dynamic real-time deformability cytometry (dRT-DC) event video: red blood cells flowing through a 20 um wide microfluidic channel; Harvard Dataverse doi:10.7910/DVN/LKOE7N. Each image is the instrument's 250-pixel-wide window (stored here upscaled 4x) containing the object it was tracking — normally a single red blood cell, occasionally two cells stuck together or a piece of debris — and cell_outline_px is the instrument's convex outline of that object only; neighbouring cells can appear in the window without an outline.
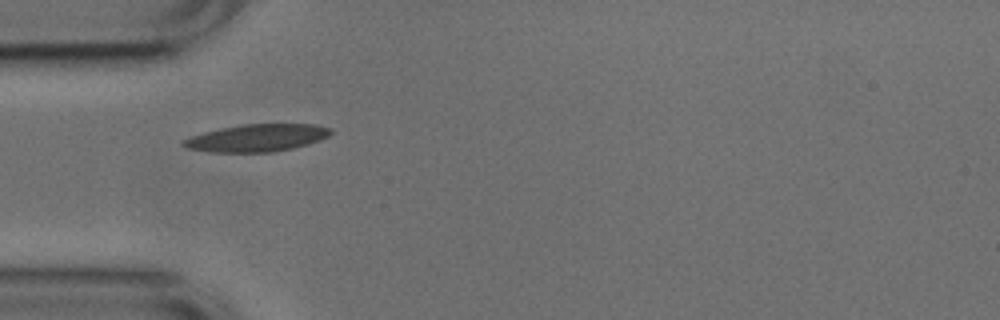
{"species": "common noctule bat (a hibernating species)", "species_latin": "Nyctalus noctula", "temperature_condition": "cold", "stored_images_in_passage": 20, "camera_frame_rate_fps": 3000, "um_per_image_px": 0.085, "animal": {"sex": "male", "body_mass_g": 17.9, "forearm_length_mm": 54.2}, "frame": {"image": 1, "passage_image": 1, "time_ms": 0.0, "image_size_px": [1000, 320], "cell_outline_px": [[332, 132], [328, 136], [320, 140], [308, 144], [292, 148], [272, 152], [208, 152], [188, 148], [180, 144], [180, 140], [204, 132], [220, 128], [244, 124], [316, 124], [332, 128]], "centroid_in_image_um": [21.83, 11.72], "position_along_channel_um": 63.2, "area_um2": 23.58}}
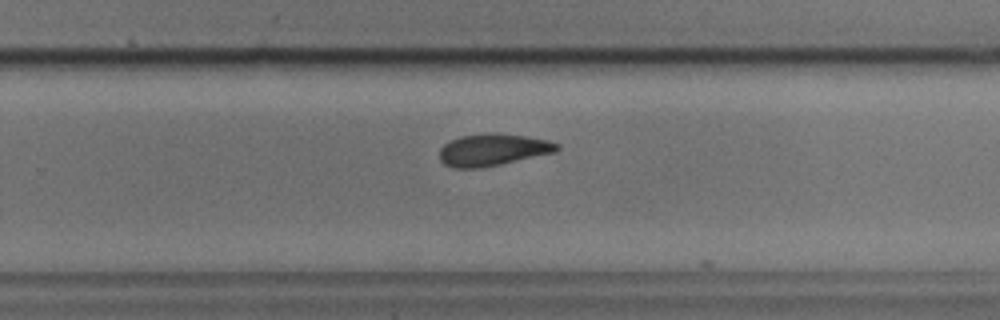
{"frame": {"image": 2, "passage_image": 19, "time_ms": 6.0, "image_size_px": [1000, 320], "cell_outline_px": [[560, 148], [556, 152], [500, 164], [480, 168], [452, 168], [444, 164], [440, 160], [440, 148], [444, 144], [460, 136], [488, 132], [492, 132], [524, 136], [548, 140], [560, 144]], "centroid_in_image_um": [41.89, 12.73], "position_along_channel_um": 287.9, "area_um2": 21.96}}